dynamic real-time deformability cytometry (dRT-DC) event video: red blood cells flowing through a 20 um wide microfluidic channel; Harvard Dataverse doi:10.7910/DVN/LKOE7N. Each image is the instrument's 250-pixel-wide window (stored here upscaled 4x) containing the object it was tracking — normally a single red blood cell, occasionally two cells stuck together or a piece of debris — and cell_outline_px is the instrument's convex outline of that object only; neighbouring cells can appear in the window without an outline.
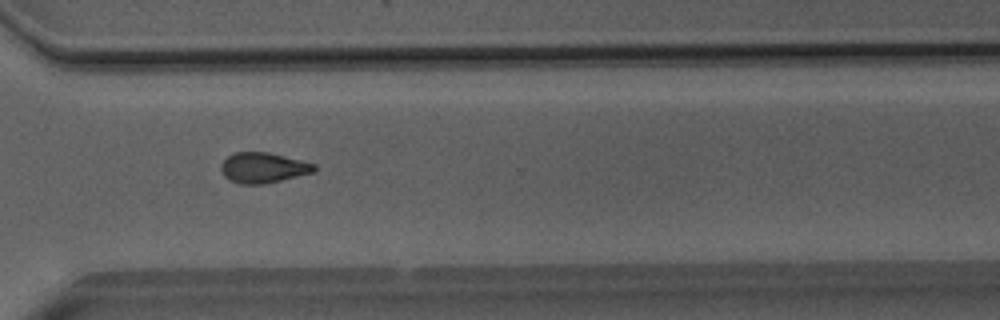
{"species": "Egyptian fruit bat (a non-hibernating species)", "species_latin": "Rousettus aegyptiacus", "temperature_condition": "room temperature", "stored_images_in_passage": 31, "camera_frame_rate_fps": 3000, "um_per_image_px": 0.085, "animal": {"sex": "male"}, "frame": {"image": 1, "passage_image": 22, "time_ms": 7.0, "image_size_px": [1000, 320], "cell_outline_px": [[316, 168], [312, 172], [264, 184], [240, 184], [228, 180], [224, 176], [220, 168], [220, 164], [228, 156], [236, 152], [268, 152], [316, 164]], "centroid_in_image_um": [22.32, 14.26], "position_along_channel_um": 348.3, "area_um2": 16.36}}
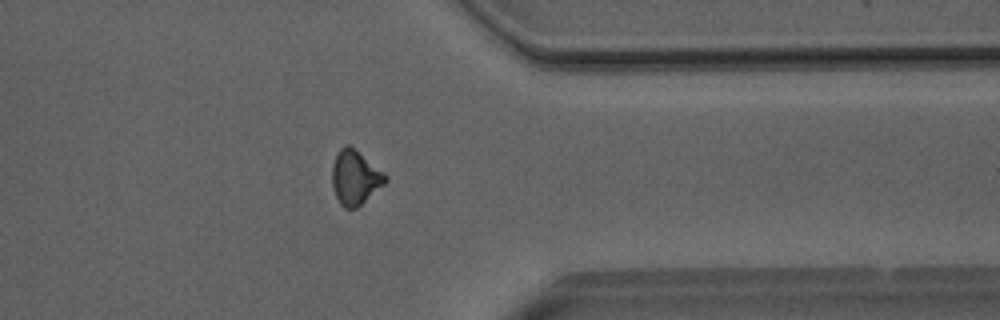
{"frame": {"image": 2, "passage_image": 25, "time_ms": 8.0, "image_size_px": [1000, 320], "cell_outline_px": [[388, 180], [384, 184], [356, 208], [344, 208], [340, 204], [336, 196], [332, 184], [332, 164], [340, 148], [344, 144], [348, 144], [384, 172], [388, 176]], "centroid_in_image_um": [30.18, 15.08], "position_along_channel_um": 381.2, "area_um2": 16.65}}